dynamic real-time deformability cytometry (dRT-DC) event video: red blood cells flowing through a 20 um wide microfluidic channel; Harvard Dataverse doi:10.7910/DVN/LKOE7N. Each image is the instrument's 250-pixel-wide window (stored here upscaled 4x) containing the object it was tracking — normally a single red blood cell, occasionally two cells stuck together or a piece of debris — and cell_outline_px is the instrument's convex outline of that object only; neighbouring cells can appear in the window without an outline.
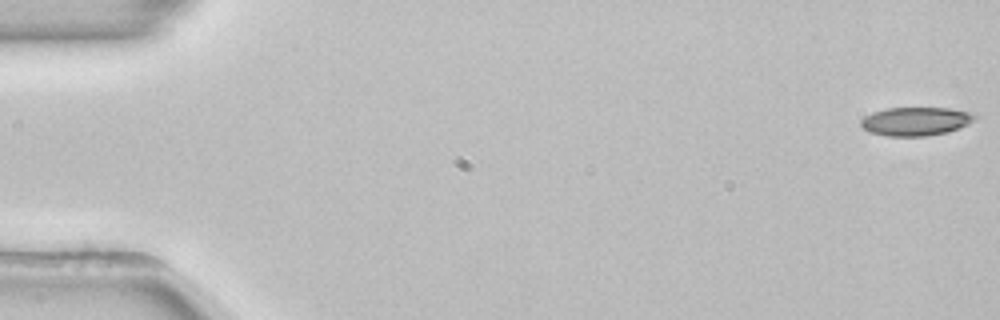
{"species": "common noctule bat (a hibernating species)", "species_latin": "Nyctalus noctula", "temperature_condition": "room temperature", "stored_images_in_passage": 54, "camera_frame_rate_fps": 3000, "um_per_image_px": 0.085, "animal": {"sex": "female", "body_mass_g": 22.7, "forearm_length_mm": 54.2}, "frame": {"image": 1, "passage_image": 1, "time_ms": 0.0, "image_size_px": [1000, 320], "cell_outline_px": [[980, 116], [968, 124], [948, 132], [928, 136], [884, 136], [868, 132], [860, 124], [860, 120], [864, 116], [872, 112], [888, 108], [948, 108], [972, 112]], "centroid_in_image_um": [77.84, 10.31], "position_along_channel_um": 7.2, "area_um2": 19.19}}
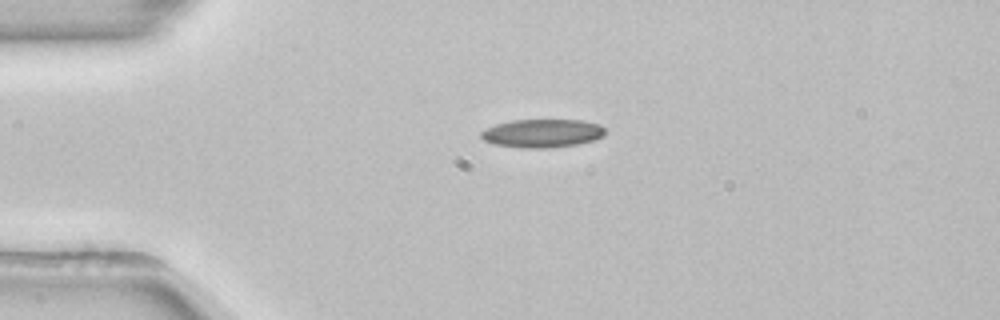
{"frame": {"image": 2, "passage_image": 13, "time_ms": 4.0, "image_size_px": [1000, 320], "cell_outline_px": [[608, 132], [604, 136], [592, 140], [576, 144], [548, 148], [520, 148], [492, 144], [484, 140], [480, 136], [480, 132], [484, 128], [496, 124], [512, 120], [580, 120], [600, 124]], "centroid_in_image_um": [46.07, 11.33], "position_along_channel_um": 38.9, "area_um2": 20.69}}
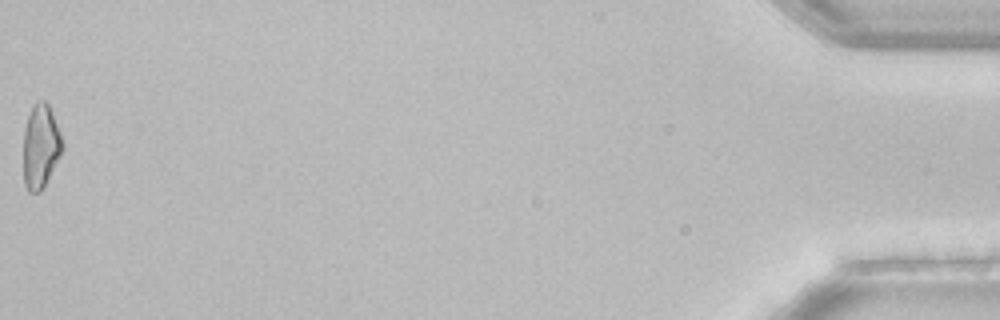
{"frame": {"image": 3, "passage_image": 54, "time_ms": 17.667, "image_size_px": [1000, 320], "cell_outline_px": [[64, 148], [44, 188], [40, 192], [28, 192], [24, 184], [24, 128], [28, 116], [32, 108], [40, 100], [44, 100], [48, 104], [60, 132], [64, 144]], "centroid_in_image_um": [3.47, 12.49], "position_along_channel_um": 431.7, "area_um2": 19.02}}